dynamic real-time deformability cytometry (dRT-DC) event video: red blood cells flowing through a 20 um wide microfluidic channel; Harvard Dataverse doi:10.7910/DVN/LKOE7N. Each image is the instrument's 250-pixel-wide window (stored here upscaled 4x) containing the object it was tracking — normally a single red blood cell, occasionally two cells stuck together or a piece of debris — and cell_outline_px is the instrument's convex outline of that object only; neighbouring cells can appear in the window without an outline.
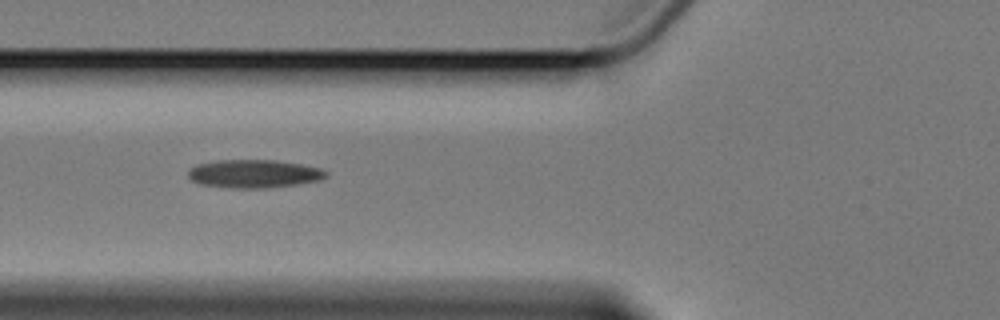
{"species": "Egyptian fruit bat (a non-hibernating species)", "species_latin": "Rousettus aegyptiacus", "temperature_condition": "cold", "stored_images_in_passage": 8, "camera_frame_rate_fps": 3000, "um_per_image_px": 0.085, "animal": {"sex": "female"}, "frame": {"image": 1, "passage_image": 6, "time_ms": 6.667, "image_size_px": [1000, 320], "cell_outline_px": [[328, 176], [320, 180], [296, 184], [264, 188], [232, 188], [200, 184], [192, 180], [188, 176], [188, 172], [196, 164], [216, 160], [276, 160], [300, 164], [320, 168], [328, 172]], "centroid_in_image_um": [21.59, 14.76], "position_along_channel_um": 104.2, "area_um2": 22.6}}
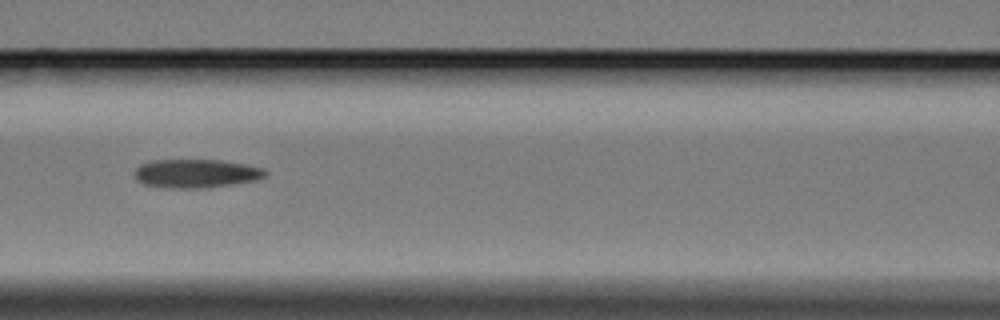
{"frame": {"image": 2, "passage_image": 7, "time_ms": 8.0, "image_size_px": [1000, 320], "cell_outline_px": [[268, 172], [264, 176], [256, 180], [208, 188], [164, 188], [144, 184], [136, 180], [136, 168], [140, 164], [152, 160], [220, 160], [244, 164], [264, 168]], "centroid_in_image_um": [16.66, 14.75], "position_along_channel_um": 149.9, "area_um2": 21.85}}
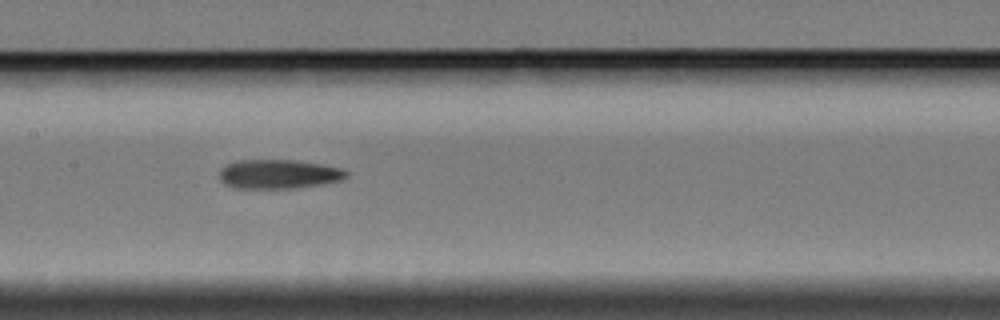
{"frame": {"image": 3, "passage_image": 8, "time_ms": 9.0, "image_size_px": [1000, 320], "cell_outline_px": [[348, 176], [340, 180], [320, 184], [296, 188], [236, 188], [224, 184], [220, 180], [220, 172], [228, 164], [240, 160], [296, 160], [320, 164], [340, 168], [348, 172]], "centroid_in_image_um": [23.69, 14.8], "position_along_channel_um": 183.7, "area_um2": 21.33}}